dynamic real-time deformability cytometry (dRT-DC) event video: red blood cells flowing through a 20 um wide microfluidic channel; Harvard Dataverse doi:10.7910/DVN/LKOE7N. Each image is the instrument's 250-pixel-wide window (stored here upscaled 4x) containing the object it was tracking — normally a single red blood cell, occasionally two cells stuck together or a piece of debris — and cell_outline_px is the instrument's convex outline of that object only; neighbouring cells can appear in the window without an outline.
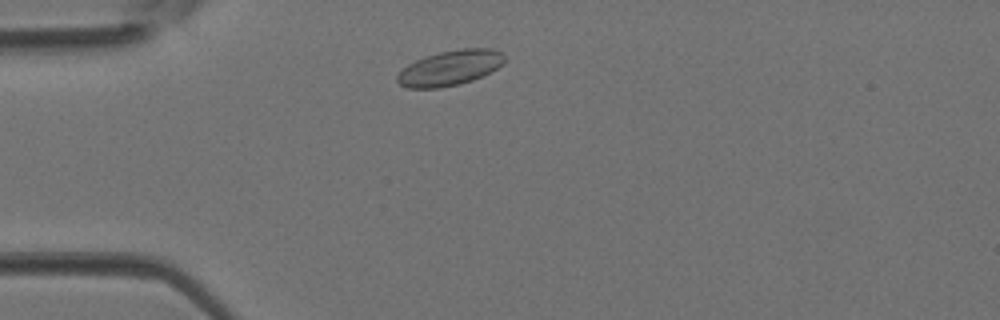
{"species": "Egyptian fruit bat (a non-hibernating species)", "species_latin": "Rousettus aegyptiacus", "temperature_condition": "room temperature", "stored_images_in_passage": 1, "camera_frame_rate_fps": 3000, "um_per_image_px": 0.085, "animal": {"sex": "female"}, "frame": {"image": 1, "passage_image": 1, "time_ms": 0.0, "image_size_px": [1000, 320], "cell_outline_px": [[504, 64], [472, 80], [460, 84], [440, 88], [408, 88], [400, 84], [396, 80], [396, 76], [408, 64], [424, 56], [440, 52], [460, 48], [492, 48], [500, 52], [504, 56]], "centroid_in_image_um": [38.23, 5.77], "position_along_channel_um": 46.8, "area_um2": 21.85}}